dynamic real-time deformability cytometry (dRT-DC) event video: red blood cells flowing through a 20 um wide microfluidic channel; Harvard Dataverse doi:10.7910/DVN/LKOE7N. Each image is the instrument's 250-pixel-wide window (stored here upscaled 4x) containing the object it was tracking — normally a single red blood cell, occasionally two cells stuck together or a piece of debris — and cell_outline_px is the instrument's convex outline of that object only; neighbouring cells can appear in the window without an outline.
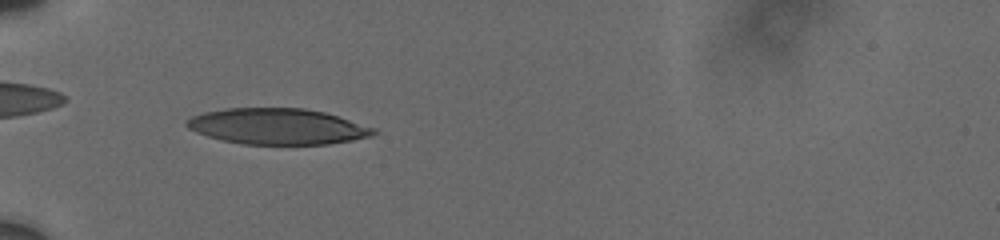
{"species": "human", "species_latin": "Homo sapiens", "temperature_condition": "cold", "stored_images_in_passage": 8, "camera_frame_rate_fps": 3000, "um_per_image_px": 0.085, "donor": {"sex": "male"}, "frame": {"image": 1, "passage_image": 5, "time_ms": 5.0, "image_size_px": [1000, 240], "cell_outline_px": [[376, 132], [372, 136], [352, 140], [328, 144], [244, 144], [224, 140], [208, 136], [196, 132], [188, 128], [184, 124], [184, 120], [192, 116], [204, 112], [224, 108], [304, 108], [324, 112], [376, 128]], "centroid_in_image_um": [23.56, 10.74], "position_along_channel_um": 61.4, "area_um2": 39.07}}
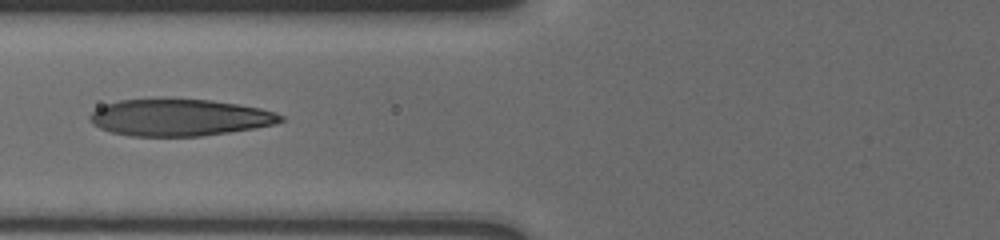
{"frame": {"image": 2, "passage_image": 7, "time_ms": 6.667, "image_size_px": [1000, 240], "cell_outline_px": [[284, 120], [276, 124], [228, 132], [200, 136], [132, 136], [112, 132], [100, 128], [92, 124], [88, 120], [88, 116], [96, 108], [120, 100], [212, 100], [260, 108], [276, 112], [284, 116]], "centroid_in_image_um": [15.26, 10.0], "position_along_channel_um": 110.5, "area_um2": 40.46}}